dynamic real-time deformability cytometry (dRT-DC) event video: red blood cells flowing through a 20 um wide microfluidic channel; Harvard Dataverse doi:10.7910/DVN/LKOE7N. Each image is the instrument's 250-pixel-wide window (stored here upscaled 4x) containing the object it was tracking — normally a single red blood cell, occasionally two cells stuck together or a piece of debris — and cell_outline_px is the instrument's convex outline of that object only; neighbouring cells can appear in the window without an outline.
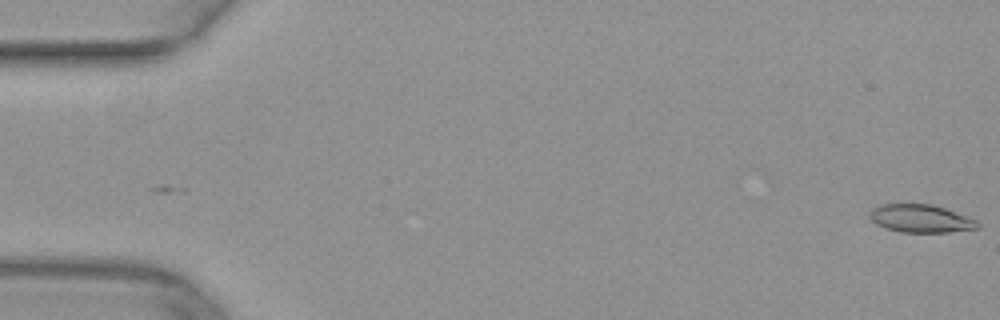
{"species": "common noctule bat (a hibernating species)", "species_latin": "Nyctalus noctula", "temperature_condition": "warm", "stored_images_in_passage": 51, "camera_frame_rate_fps": 3000, "um_per_image_px": 0.085, "animal": {"sex": "female", "body_mass_g": 29.2, "forearm_length_mm": 56.3}, "frame": {"image": 1, "passage_image": 1, "time_ms": 0.0, "image_size_px": [1000, 320], "cell_outline_px": [[980, 228], [948, 232], [900, 232], [876, 224], [868, 216], [872, 208], [880, 204], [932, 204], [944, 208], [976, 220], [980, 224]], "centroid_in_image_um": [78.25, 18.57], "position_along_channel_um": 6.8, "area_um2": 17.46}}
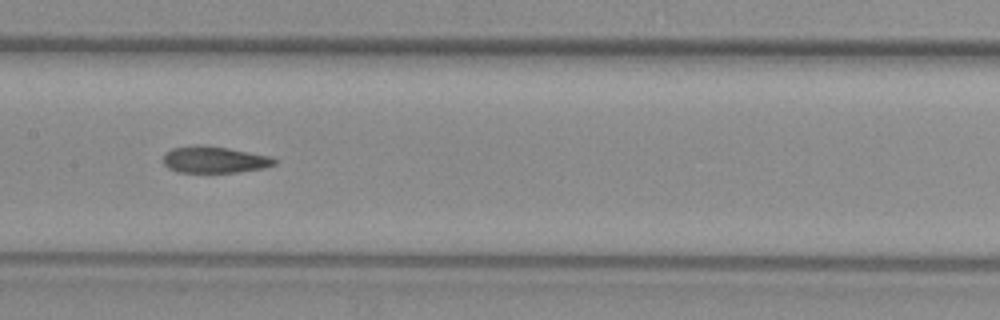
{"frame": {"image": 2, "passage_image": 26, "time_ms": 8.333, "image_size_px": [1000, 320], "cell_outline_px": [[280, 160], [276, 164], [264, 168], [236, 172], [176, 172], [168, 168], [164, 164], [164, 152], [172, 148], [196, 144], [204, 144], [228, 148], [272, 156]], "centroid_in_image_um": [18.24, 13.56], "position_along_channel_um": 189.2, "area_um2": 17.57}}
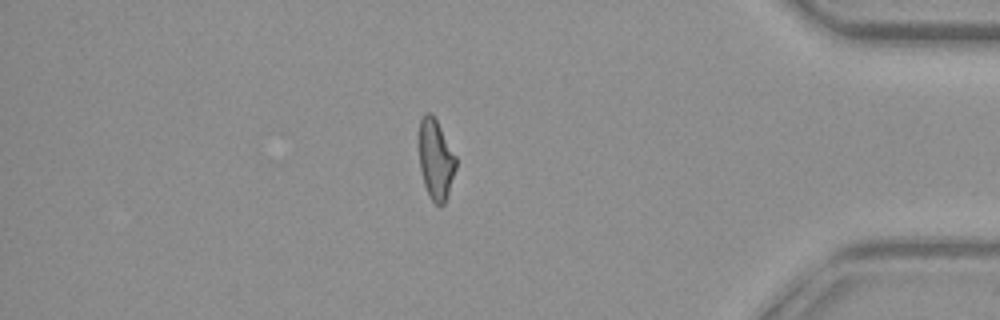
{"frame": {"image": 3, "passage_image": 44, "time_ms": 14.333, "image_size_px": [1000, 320], "cell_outline_px": [[456, 168], [444, 204], [440, 208], [432, 200], [424, 184], [420, 168], [420, 120], [424, 112], [432, 112], [456, 156]], "centroid_in_image_um": [37.05, 13.54], "position_along_channel_um": 398.2, "area_um2": 16.99}}